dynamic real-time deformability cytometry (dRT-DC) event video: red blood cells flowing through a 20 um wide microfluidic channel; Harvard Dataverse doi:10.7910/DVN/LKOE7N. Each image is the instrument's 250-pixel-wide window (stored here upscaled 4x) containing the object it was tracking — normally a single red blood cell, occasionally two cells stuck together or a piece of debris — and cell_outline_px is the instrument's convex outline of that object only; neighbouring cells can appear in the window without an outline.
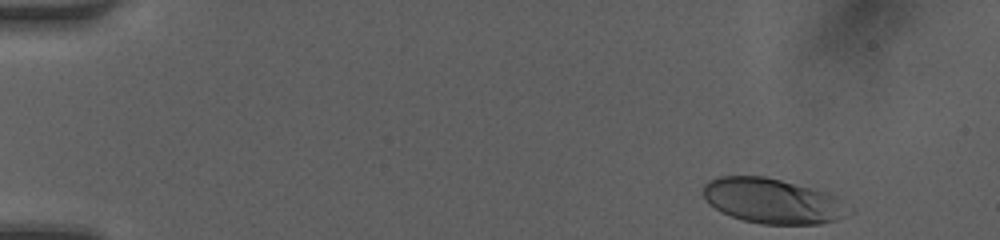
{"species": "human", "species_latin": "Homo sapiens", "temperature_condition": "room temperature", "stored_images_in_passage": 41, "camera_frame_rate_fps": 3000, "um_per_image_px": 0.085, "donor": {"sex": "female"}, "frame": {"image": 1, "passage_image": 1, "time_ms": 0.0, "image_size_px": [1000, 240], "cell_outline_px": [[836, 220], [820, 224], [760, 224], [744, 220], [720, 212], [708, 204], [704, 196], [704, 184], [708, 180], [720, 176], [764, 176], [780, 180], [824, 192], [836, 196]], "centroid_in_image_um": [65.4, 17.06], "position_along_channel_um": 19.6, "area_um2": 36.53}}
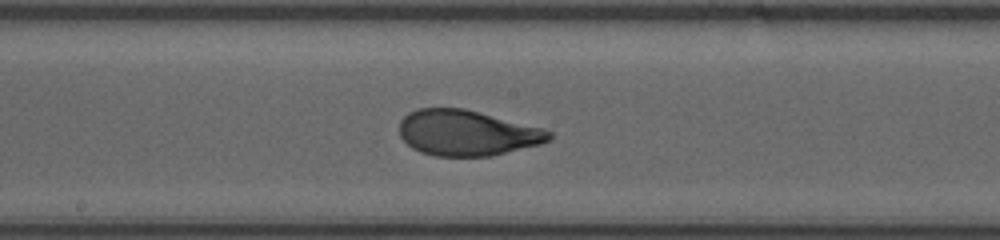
{"frame": {"image": 2, "passage_image": 23, "time_ms": 7.333, "image_size_px": [1000, 240], "cell_outline_px": [[552, 140], [540, 144], [492, 156], [436, 156], [420, 152], [412, 148], [400, 136], [400, 120], [408, 112], [416, 108], [464, 108], [548, 128], [552, 132]], "centroid_in_image_um": [39.74, 11.28], "position_along_channel_um": 208.5, "area_um2": 40.34}}
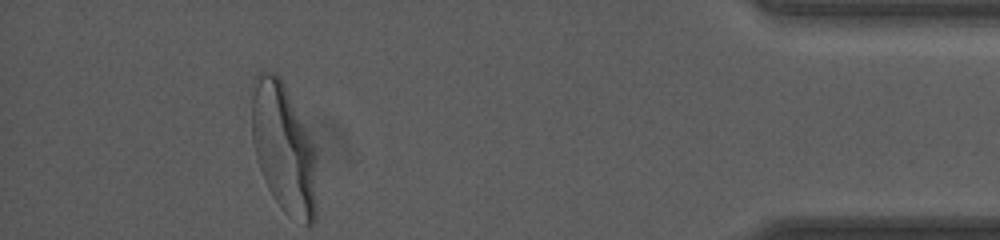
{"frame": {"image": 3, "passage_image": 41, "time_ms": 13.333, "image_size_px": [1000, 240], "cell_outline_px": [[316, 216], [312, 224], [304, 224], [288, 216], [276, 200], [268, 188], [264, 180], [256, 156], [252, 140], [252, 96], [256, 76], [260, 72], [272, 72], [280, 76], [316, 148]], "centroid_in_image_um": [24.13, 12.62], "position_along_channel_um": 411.1, "area_um2": 49.01}, "authors_computed_cell_mechanics": {"area_um2": 40.1132, "velocity_mm_per_s": 4.2053, "shape_relaxation_time_tau1_ms": 3.73, "shape_relaxation_time_tau2_ms": null, "deformation_change_tau1": 0.1777, "deformation_change_tau2": null}}